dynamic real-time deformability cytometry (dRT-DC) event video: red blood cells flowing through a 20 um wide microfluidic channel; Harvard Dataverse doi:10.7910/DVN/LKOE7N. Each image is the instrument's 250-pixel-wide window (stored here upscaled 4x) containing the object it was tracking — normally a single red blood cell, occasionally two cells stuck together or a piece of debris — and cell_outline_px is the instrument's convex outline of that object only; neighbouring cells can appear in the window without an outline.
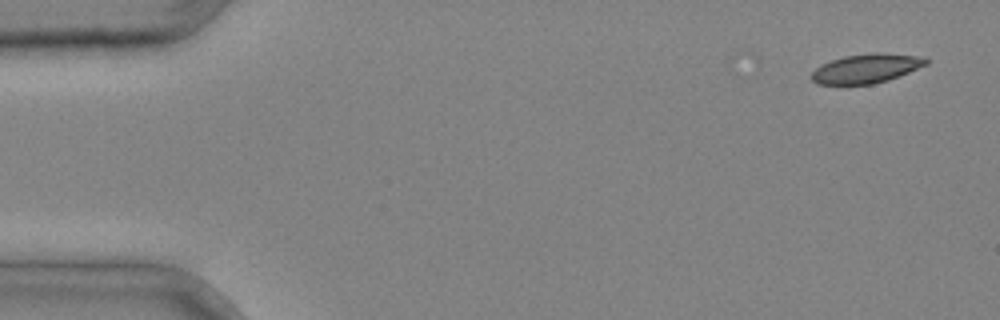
{"species": "common noctule bat (a hibernating species)", "species_latin": "Nyctalus noctula", "temperature_condition": "cold", "stored_images_in_passage": 3, "camera_frame_rate_fps": 3000, "um_per_image_px": 0.085, "animal": {"sex": "male", "body_mass_g": 20.4}, "frame": {"image": 1, "passage_image": 1, "time_ms": 0.0, "image_size_px": [1000, 320], "cell_outline_px": [[928, 64], [888, 80], [872, 84], [816, 84], [812, 80], [812, 72], [816, 68], [832, 60], [844, 56], [876, 52], [884, 52], [924, 56], [928, 60]], "centroid_in_image_um": [73.68, 5.8], "position_along_channel_um": 11.3, "area_um2": 19.42}}
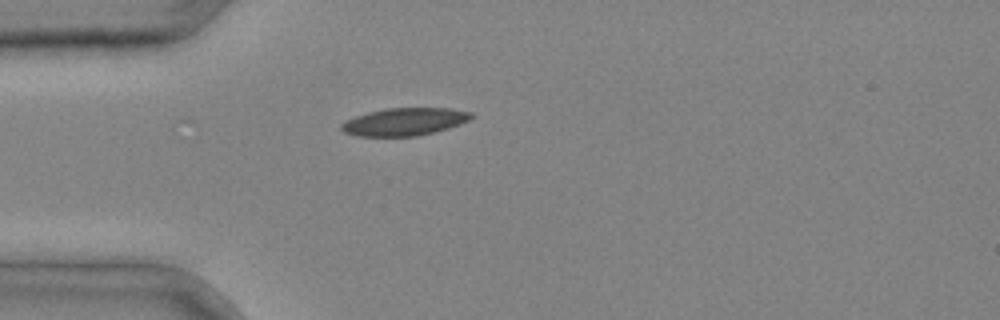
{"frame": {"image": 2, "passage_image": 3, "time_ms": 0.667, "image_size_px": [1000, 320], "cell_outline_px": [[476, 116], [460, 124], [448, 128], [416, 136], [356, 136], [344, 132], [340, 128], [340, 124], [356, 116], [368, 112], [384, 108], [452, 108], [472, 112]], "centroid_in_image_um": [34.4, 10.34], "position_along_channel_um": 50.6, "area_um2": 20.92}}